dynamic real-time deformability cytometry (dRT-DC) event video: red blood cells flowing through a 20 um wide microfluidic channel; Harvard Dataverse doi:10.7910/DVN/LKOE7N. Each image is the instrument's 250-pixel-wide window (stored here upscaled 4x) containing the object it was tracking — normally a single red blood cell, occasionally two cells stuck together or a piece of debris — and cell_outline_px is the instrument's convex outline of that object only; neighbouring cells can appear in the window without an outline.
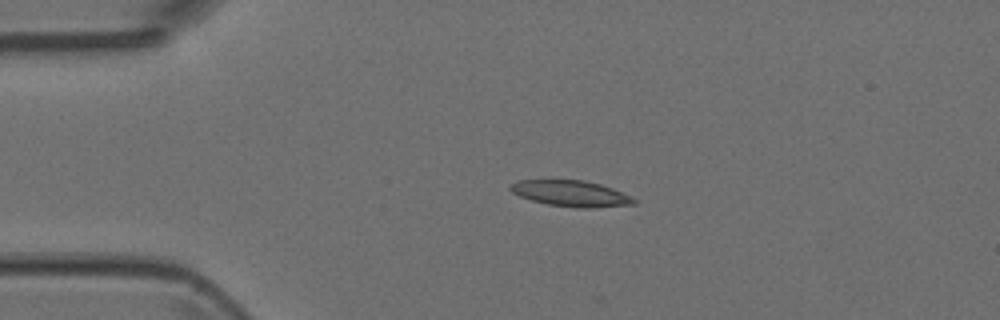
{"species": "Egyptian fruit bat (a non-hibernating species)", "species_latin": "Rousettus aegyptiacus", "temperature_condition": "room temperature", "stored_images_in_passage": 4, "camera_frame_rate_fps": 3000, "um_per_image_px": 0.085, "animal": {"sex": "female"}, "frame": {"image": 1, "passage_image": 3, "time_ms": 0.667, "image_size_px": [1000, 320], "cell_outline_px": [[636, 204], [592, 208], [576, 208], [548, 204], [532, 200], [520, 196], [512, 192], [508, 188], [508, 184], [520, 180], [584, 180], [600, 184], [612, 188], [632, 196], [636, 200]], "centroid_in_image_um": [48.54, 16.45], "position_along_channel_um": 36.5, "area_um2": 18.79}}